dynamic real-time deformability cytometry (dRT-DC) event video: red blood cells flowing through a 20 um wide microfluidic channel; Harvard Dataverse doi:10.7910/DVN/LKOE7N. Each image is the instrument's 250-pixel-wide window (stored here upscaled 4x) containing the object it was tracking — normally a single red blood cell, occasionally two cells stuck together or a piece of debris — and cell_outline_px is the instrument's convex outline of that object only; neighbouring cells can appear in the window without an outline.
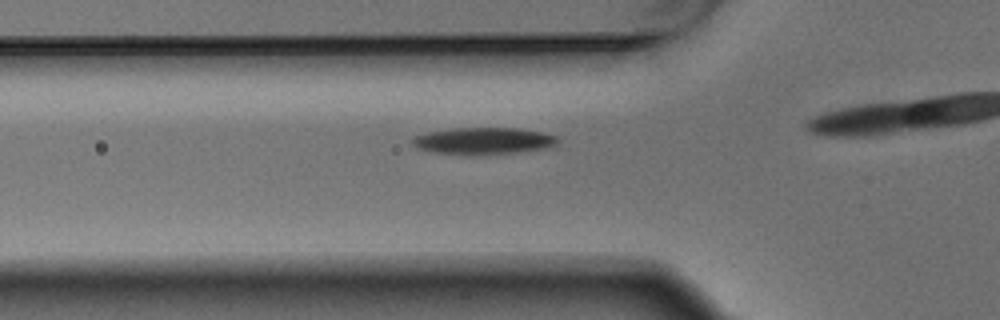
{"species": "Egyptian fruit bat (a non-hibernating species)", "species_latin": "Rousettus aegyptiacus", "temperature_condition": "warm", "stored_images_in_passage": 4, "camera_frame_rate_fps": 3000, "um_per_image_px": 0.085, "animal": {"sex": "male"}, "frame": {"image": 1, "passage_image": 4, "time_ms": 1.0, "image_size_px": [1000, 320], "cell_outline_px": [[560, 140], [556, 144], [544, 148], [516, 152], [468, 156], [432, 152], [416, 148], [412, 144], [412, 140], [416, 136], [432, 132], [452, 128], [516, 128], [544, 132], [556, 136]], "centroid_in_image_um": [41.09, 11.99], "position_along_channel_um": 84.7, "area_um2": 22.77}}